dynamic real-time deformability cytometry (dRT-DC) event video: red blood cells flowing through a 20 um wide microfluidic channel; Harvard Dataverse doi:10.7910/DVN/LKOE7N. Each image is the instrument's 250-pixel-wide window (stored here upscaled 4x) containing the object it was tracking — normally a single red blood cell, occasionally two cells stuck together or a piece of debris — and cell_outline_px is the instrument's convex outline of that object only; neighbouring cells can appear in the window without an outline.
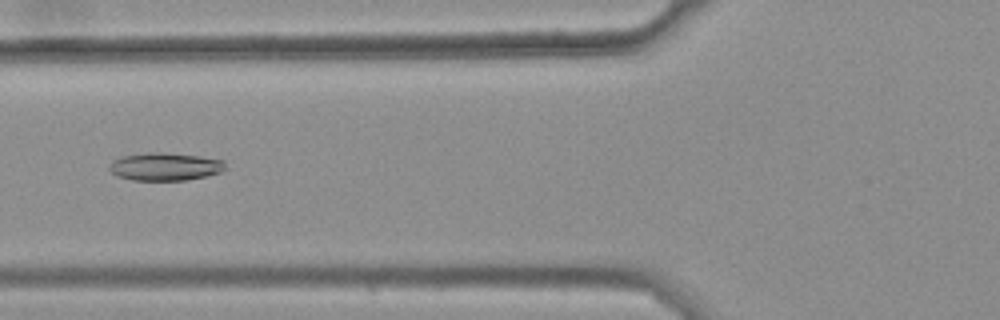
{"species": "common noctule bat (a hibernating species)", "species_latin": "Nyctalus noctula", "temperature_condition": "warm", "stored_images_in_passage": 44, "camera_frame_rate_fps": 3000, "um_per_image_px": 0.085, "animal": {"sex": "female", "body_mass_g": 25.1}, "frame": {"image": 1, "passage_image": 17, "time_ms": 5.333, "image_size_px": [1000, 320], "cell_outline_px": [[224, 168], [220, 172], [204, 176], [184, 180], [132, 180], [116, 176], [108, 168], [112, 160], [124, 156], [148, 152], [164, 152], [200, 156], [224, 160]], "centroid_in_image_um": [13.99, 14.15], "position_along_channel_um": 111.8, "area_um2": 18.73}}
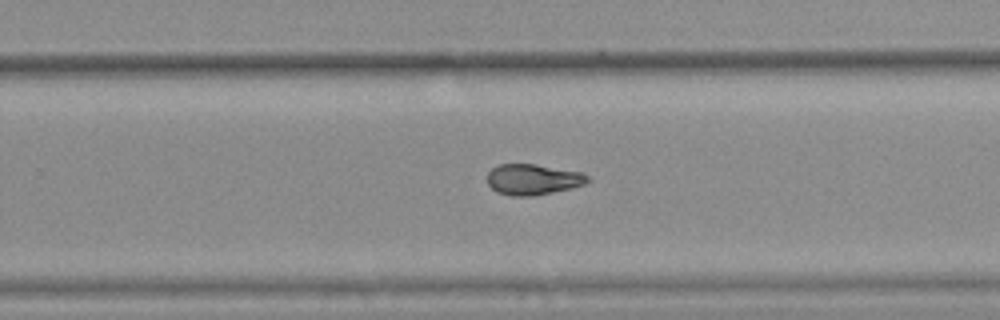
{"frame": {"image": 2, "passage_image": 31, "time_ms": 10.0, "image_size_px": [1000, 320], "cell_outline_px": [[592, 180], [584, 184], [572, 188], [532, 196], [512, 196], [496, 192], [488, 184], [488, 172], [492, 168], [500, 164], [536, 164], [584, 172]], "centroid_in_image_um": [45.33, 15.25], "position_along_channel_um": 284.5, "area_um2": 18.15}}
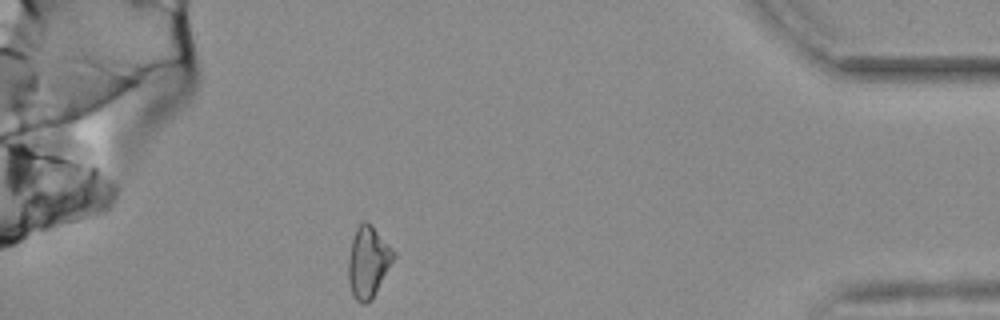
{"frame": {"image": 3, "passage_image": 44, "time_ms": 14.333, "image_size_px": [1000, 320], "cell_outline_px": [[396, 256], [372, 300], [364, 304], [356, 300], [352, 296], [348, 280], [348, 260], [352, 240], [356, 228], [364, 220], [372, 224], [396, 252]], "centroid_in_image_um": [31.3, 22.27], "position_along_channel_um": 403.9, "area_um2": 19.02}, "authors_computed_cell_mechanics": {"area_um2": 18.2937, "velocity_mm_per_s": 3.7068, "shape_relaxation_time_tau1_ms": null, "shape_relaxation_time_tau2_ms": 4.4813, "deformation_change_tau1": null, "deformation_change_tau2": 0.1121}}